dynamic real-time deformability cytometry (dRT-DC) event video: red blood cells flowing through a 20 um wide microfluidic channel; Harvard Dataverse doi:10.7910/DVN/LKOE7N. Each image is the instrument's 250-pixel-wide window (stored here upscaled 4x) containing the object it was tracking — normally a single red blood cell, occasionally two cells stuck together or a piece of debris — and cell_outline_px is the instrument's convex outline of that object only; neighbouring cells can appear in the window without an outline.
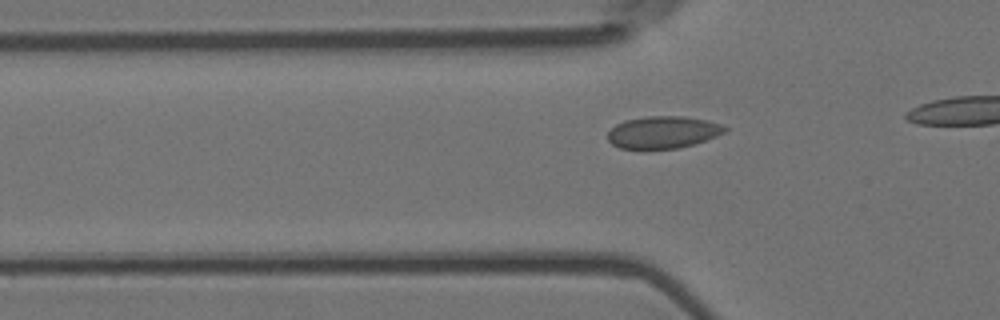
{"species": "Egyptian fruit bat (a non-hibernating species)", "species_latin": "Rousettus aegyptiacus", "temperature_condition": "room temperature", "stored_images_in_passage": 10, "camera_frame_rate_fps": 3000, "um_per_image_px": 0.085, "animal": {"sex": "female"}, "frame": {"image": 1, "passage_image": 4, "time_ms": 1.0, "image_size_px": [1000, 320], "cell_outline_px": [[728, 128], [724, 132], [716, 136], [692, 144], [676, 148], [620, 148], [612, 144], [608, 140], [608, 132], [616, 124], [624, 120], [648, 116], [684, 116], [708, 120], [720, 124]], "centroid_in_image_um": [56.34, 11.22], "position_along_channel_um": 69.5, "area_um2": 21.68}}
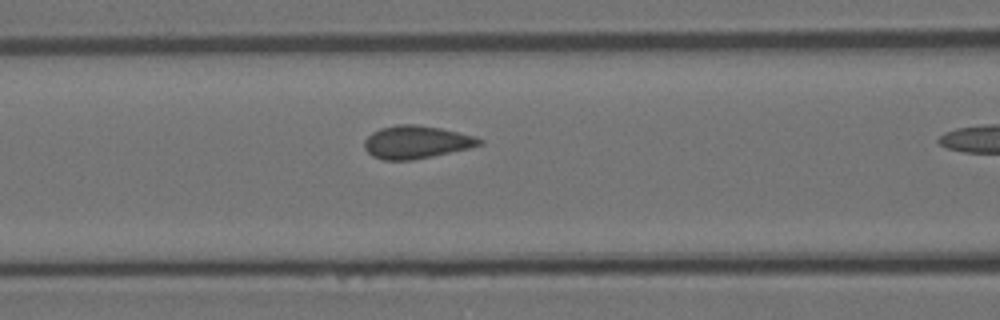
{"frame": {"image": 2, "passage_image": 9, "time_ms": 2.667, "image_size_px": [1000, 320], "cell_outline_px": [[484, 144], [468, 148], [432, 156], [412, 160], [384, 160], [372, 156], [364, 148], [364, 140], [372, 132], [380, 128], [396, 124], [416, 124], [440, 128], [476, 136], [484, 140]], "centroid_in_image_um": [35.38, 12.07], "position_along_channel_um": 131.2, "area_um2": 22.08}}